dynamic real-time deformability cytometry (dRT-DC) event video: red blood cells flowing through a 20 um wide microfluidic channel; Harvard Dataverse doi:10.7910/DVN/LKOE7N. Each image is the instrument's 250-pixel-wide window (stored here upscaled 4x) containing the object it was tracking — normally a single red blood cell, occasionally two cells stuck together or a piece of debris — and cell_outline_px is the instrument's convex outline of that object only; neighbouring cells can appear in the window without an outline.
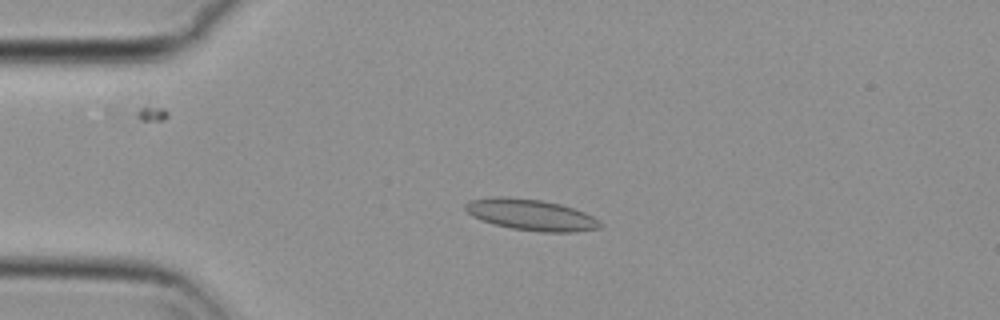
{"species": "common noctule bat (a hibernating species)", "species_latin": "Nyctalus noctula", "temperature_condition": "cold", "stored_images_in_passage": 54, "camera_frame_rate_fps": 3000, "um_per_image_px": 0.085, "animal": {"sex": "female", "body_mass_g": 29.2, "forearm_length_mm": 56.3}, "frame": {"image": 1, "passage_image": 12, "time_ms": 3.667, "image_size_px": [1000, 320], "cell_outline_px": [[604, 224], [600, 228], [572, 232], [540, 232], [512, 228], [480, 220], [472, 216], [464, 208], [464, 204], [468, 200], [496, 196], [504, 196], [540, 200], [560, 204], [584, 212], [600, 220]], "centroid_in_image_um": [45.13, 18.25], "position_along_channel_um": 39.9, "area_um2": 24.51}}
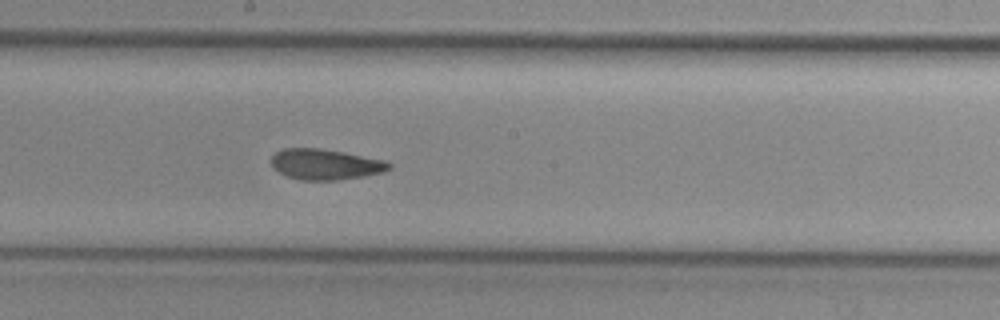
{"frame": {"image": 2, "passage_image": 29, "time_ms": 9.333, "image_size_px": [1000, 320], "cell_outline_px": [[392, 168], [384, 172], [364, 176], [336, 180], [300, 180], [288, 176], [272, 168], [268, 160], [276, 152], [284, 148], [320, 148], [344, 152], [384, 160], [392, 164]], "centroid_in_image_um": [27.64, 13.96], "position_along_channel_um": 220.6, "area_um2": 21.21}}
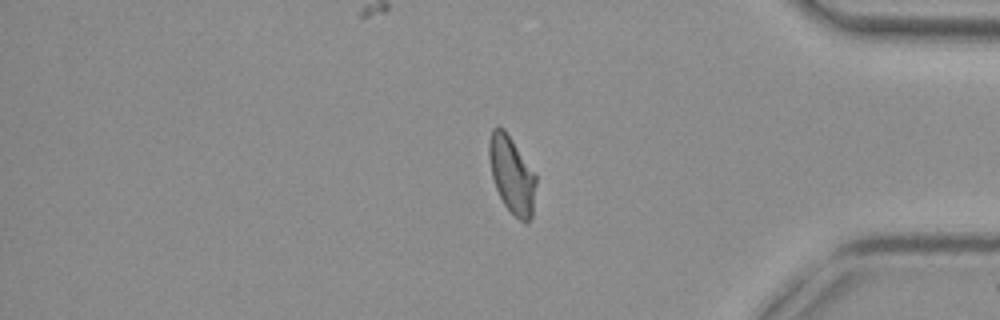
{"frame": {"image": 3, "passage_image": 45, "time_ms": 14.667, "image_size_px": [1000, 320], "cell_outline_px": [[536, 184], [532, 216], [528, 224], [520, 220], [504, 204], [496, 188], [492, 176], [488, 156], [488, 144], [492, 128], [496, 124], [504, 128], [536, 172]], "centroid_in_image_um": [43.51, 14.8], "position_along_channel_um": 391.7, "area_um2": 21.33}, "authors_computed_cell_mechanics": {"area_um2": 21.6461, "velocity_mm_per_s": 3.69, "shape_relaxation_time_tau1_ms": null, "shape_relaxation_time_tau2_ms": 3.3237, "deformation_change_tau1": null, "deformation_change_tau2": 0.0967}}